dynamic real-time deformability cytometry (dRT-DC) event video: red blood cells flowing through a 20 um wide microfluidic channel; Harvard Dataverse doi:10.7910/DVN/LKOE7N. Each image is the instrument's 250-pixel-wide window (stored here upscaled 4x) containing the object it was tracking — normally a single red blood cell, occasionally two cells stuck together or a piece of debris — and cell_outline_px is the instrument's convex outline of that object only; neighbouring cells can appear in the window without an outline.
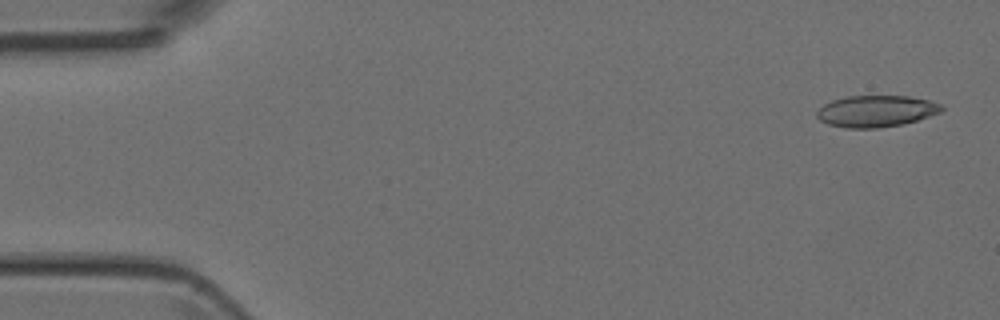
{"species": "Egyptian fruit bat (a non-hibernating species)", "species_latin": "Rousettus aegyptiacus", "temperature_condition": "room temperature", "stored_images_in_passage": 49, "camera_frame_rate_fps": 3000, "um_per_image_px": 0.085, "animal": {"sex": "female"}, "frame": {"image": 1, "passage_image": 2, "time_ms": 0.333, "image_size_px": [1000, 320], "cell_outline_px": [[944, 108], [940, 112], [904, 124], [876, 128], [848, 128], [828, 124], [820, 120], [816, 116], [816, 112], [824, 104], [832, 100], [848, 96], [908, 96], [928, 100], [940, 104]], "centroid_in_image_um": [74.45, 9.45], "position_along_channel_um": 10.6, "area_um2": 22.77}}
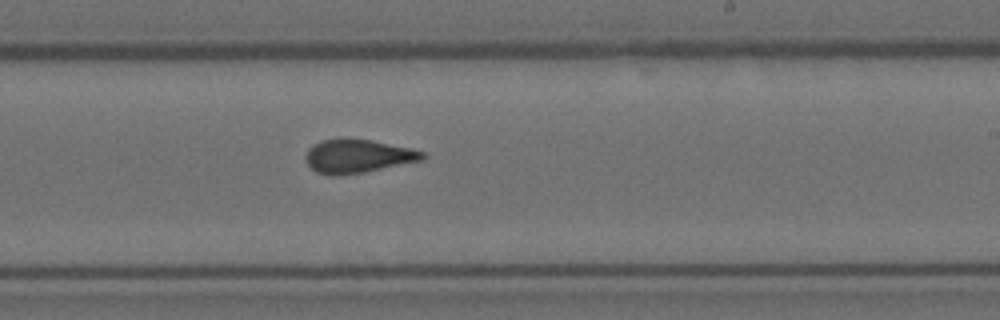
{"frame": {"image": 2, "passage_image": 29, "time_ms": 9.333, "image_size_px": [1000, 320], "cell_outline_px": [[428, 156], [424, 160], [364, 172], [332, 176], [316, 172], [304, 160], [304, 156], [308, 148], [312, 144], [320, 140], [344, 136], [372, 140], [412, 148], [424, 152]], "centroid_in_image_um": [30.39, 13.24], "position_along_channel_um": 258.6, "area_um2": 23.52}}
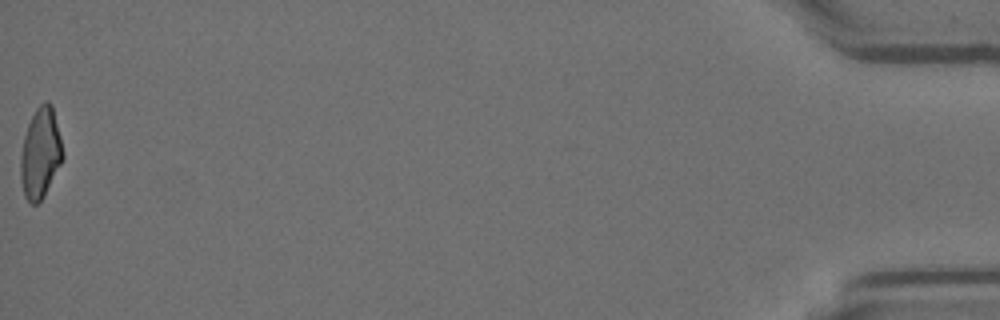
{"frame": {"image": 3, "passage_image": 49, "time_ms": 16.0, "image_size_px": [1000, 320], "cell_outline_px": [[64, 156], [44, 196], [36, 204], [32, 204], [24, 196], [20, 180], [20, 156], [24, 136], [28, 124], [36, 108], [44, 100], [48, 100], [52, 104], [60, 136]], "centroid_in_image_um": [3.42, 13.0], "position_along_channel_um": 431.8, "area_um2": 22.2}}